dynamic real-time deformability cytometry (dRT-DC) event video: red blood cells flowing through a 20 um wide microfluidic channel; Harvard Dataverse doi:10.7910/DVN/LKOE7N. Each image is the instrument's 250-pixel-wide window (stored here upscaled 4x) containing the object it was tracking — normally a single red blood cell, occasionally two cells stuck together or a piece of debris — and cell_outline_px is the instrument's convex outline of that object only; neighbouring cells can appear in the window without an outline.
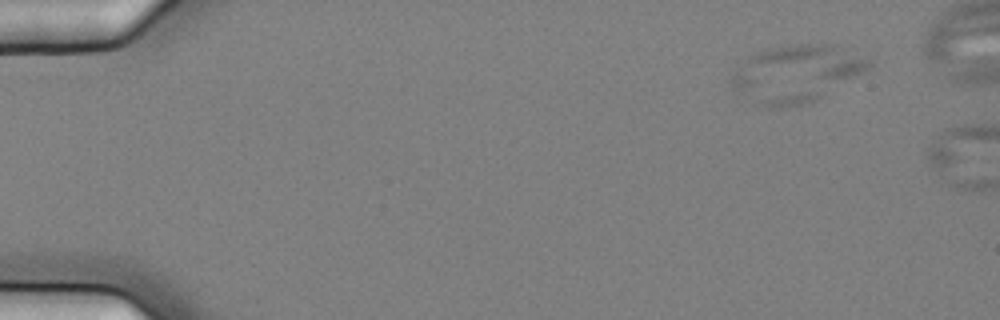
{"species": "common noctule bat (a hibernating species)", "species_latin": "Nyctalus noctula", "temperature_condition": "cold", "stored_images_in_passage": 3, "camera_frame_rate_fps": 3000, "um_per_image_px": 0.085, "animal": {"sex": "female", "body_mass_g": 25.1}, "frame": {"image": 1, "passage_image": 2, "time_ms": 0.333, "image_size_px": [1000, 320], "cell_outline_px": [[872, 68], [820, 96], [812, 100], [800, 104], [780, 108], [768, 108], [756, 104], [736, 88], [728, 80], [748, 56], [756, 52], [772, 48], [796, 44], [836, 44], [872, 60]], "centroid_in_image_um": [67.72, 6.23], "position_along_channel_um": 17.3, "area_um2": 44.97}}